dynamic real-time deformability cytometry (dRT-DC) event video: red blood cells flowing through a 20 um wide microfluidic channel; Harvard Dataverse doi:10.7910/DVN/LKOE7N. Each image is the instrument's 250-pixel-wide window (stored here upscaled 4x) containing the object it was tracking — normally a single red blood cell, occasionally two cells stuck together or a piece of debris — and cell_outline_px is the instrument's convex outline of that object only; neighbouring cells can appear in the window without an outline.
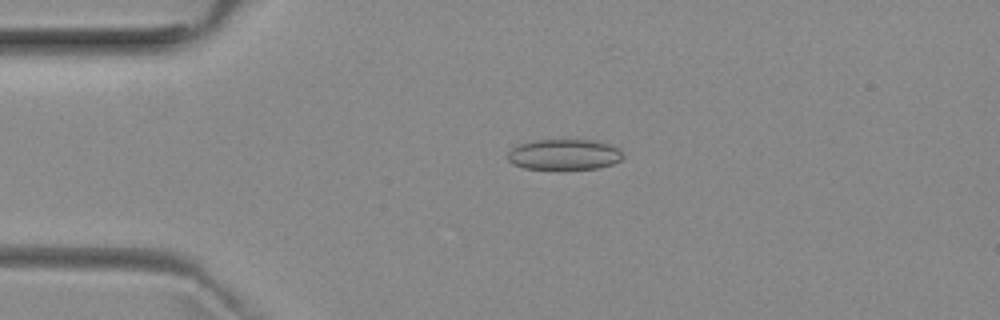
{"species": "common noctule bat (a hibernating species)", "species_latin": "Nyctalus noctula", "temperature_condition": "room temperature", "stored_images_in_passage": 52, "camera_frame_rate_fps": 3000, "um_per_image_px": 0.085, "animal": {"sex": "female", "body_mass_g": 29.2, "forearm_length_mm": 56.3}, "frame": {"image": 1, "passage_image": 12, "time_ms": 3.667, "image_size_px": [1000, 320], "cell_outline_px": [[624, 156], [620, 160], [612, 164], [596, 168], [524, 168], [512, 164], [508, 160], [508, 152], [512, 148], [520, 144], [536, 140], [596, 140], [612, 144], [620, 148], [624, 152]], "centroid_in_image_um": [48.01, 13.11], "position_along_channel_um": 37.0, "area_um2": 20.52}}
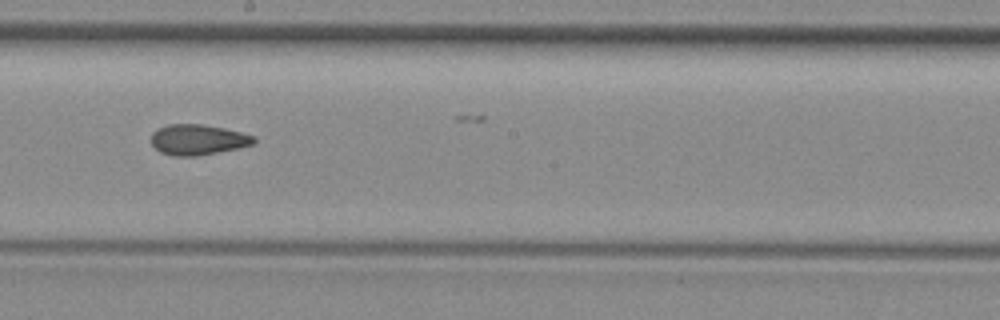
{"frame": {"image": 2, "passage_image": 29, "time_ms": 9.333, "image_size_px": [1000, 320], "cell_outline_px": [[256, 140], [252, 144], [236, 148], [196, 156], [172, 156], [160, 152], [152, 144], [152, 132], [168, 124], [200, 124], [224, 128], [256, 136]], "centroid_in_image_um": [16.81, 11.87], "position_along_channel_um": 231.4, "area_um2": 18.03}}
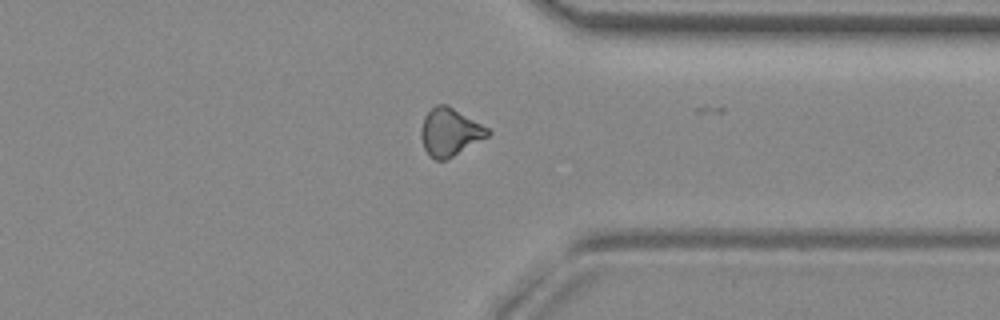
{"frame": {"image": 3, "passage_image": 40, "time_ms": 13.0, "image_size_px": [1000, 320], "cell_outline_px": [[492, 132], [488, 136], [452, 156], [444, 160], [436, 160], [424, 148], [420, 136], [420, 128], [424, 116], [436, 104], [448, 104], [488, 128]], "centroid_in_image_um": [38.22, 11.19], "position_along_channel_um": 373.2, "area_um2": 18.32}, "authors_computed_cell_mechanics": {"area_um2": 18.5249, "velocity_mm_per_s": 3.9779, "shape_relaxation_time_tau1_ms": null, "shape_relaxation_time_tau2_ms": 4.4178, "deformation_change_tau1": null, "deformation_change_tau2": 0.1191}}